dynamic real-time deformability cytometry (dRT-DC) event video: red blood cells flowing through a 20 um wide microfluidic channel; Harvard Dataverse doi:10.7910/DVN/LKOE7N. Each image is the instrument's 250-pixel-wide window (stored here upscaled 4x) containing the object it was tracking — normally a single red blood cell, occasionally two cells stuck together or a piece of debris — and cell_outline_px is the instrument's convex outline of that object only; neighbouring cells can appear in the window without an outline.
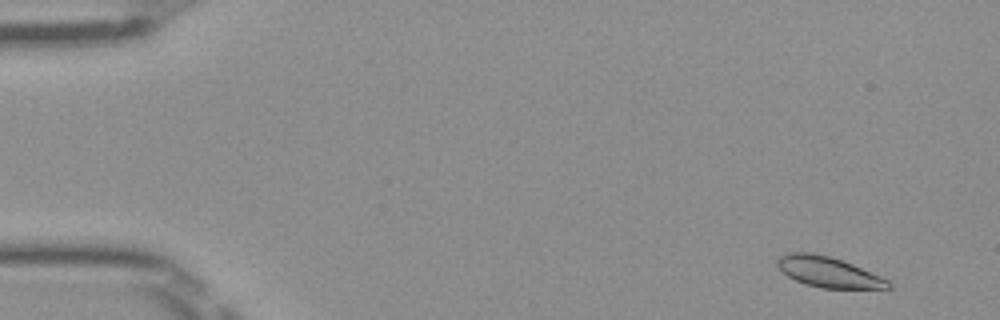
{"species": "Egyptian fruit bat (a non-hibernating species)", "species_latin": "Rousettus aegyptiacus", "temperature_condition": "room temperature", "stored_images_in_passage": 50, "camera_frame_rate_fps": 3000, "um_per_image_px": 0.085, "frame": {"image": 1, "passage_image": 3, "time_ms": 0.667, "image_size_px": [1000, 320], "cell_outline_px": [[892, 288], [820, 288], [796, 280], [788, 276], [776, 264], [776, 260], [780, 256], [788, 252], [812, 252], [828, 256], [852, 264], [880, 276], [888, 280], [892, 284]], "centroid_in_image_um": [70.4, 23.11], "position_along_channel_um": 14.6, "area_um2": 19.42}}
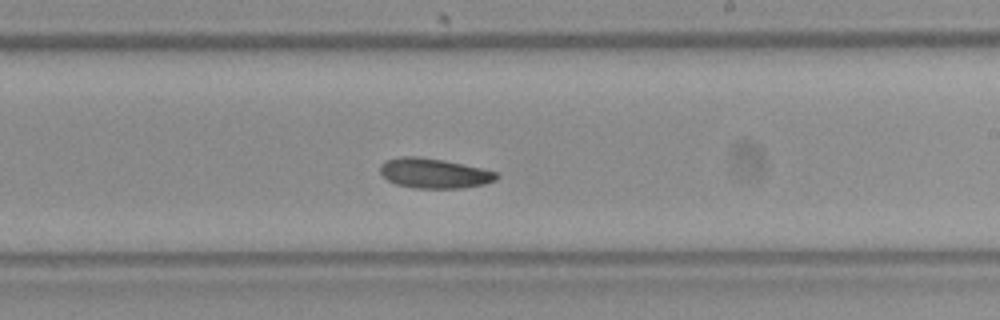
{"frame": {"image": 2, "passage_image": 30, "time_ms": 9.667, "image_size_px": [1000, 320], "cell_outline_px": [[500, 176], [496, 180], [484, 184], [460, 188], [416, 188], [396, 184], [388, 180], [380, 172], [380, 164], [384, 160], [400, 156], [416, 156], [444, 160], [484, 168], [496, 172]], "centroid_in_image_um": [36.9, 14.71], "position_along_channel_um": 252.1, "area_um2": 20.4}}
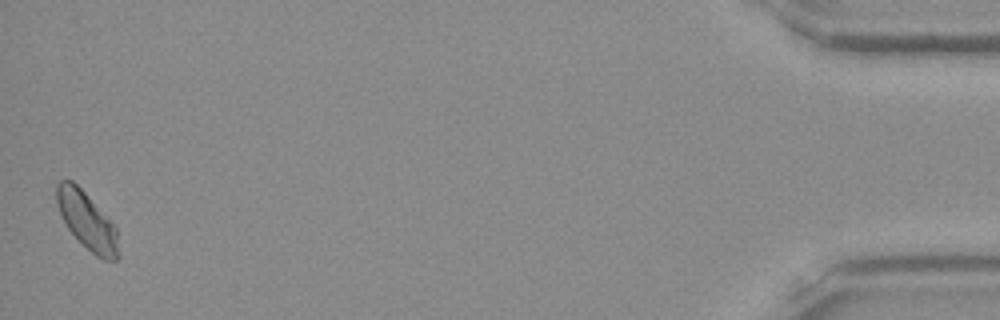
{"frame": {"image": 3, "passage_image": 50, "time_ms": 16.333, "image_size_px": [1000, 320], "cell_outline_px": [[120, 256], [116, 260], [104, 260], [96, 256], [68, 228], [60, 212], [56, 200], [56, 184], [60, 180], [72, 180], [84, 192], [116, 228]], "centroid_in_image_um": [7.4, 18.78], "position_along_channel_um": 427.8, "area_um2": 20.0}, "authors_computed_cell_mechanics": {"area_um2": 20.2011, "velocity_mm_per_s": 3.9852, "shape_relaxation_time_tau1_ms": 2.1126, "shape_relaxation_time_tau2_ms": 4.3698, "deformation_change_tau1": 0.0875, "deformation_change_tau2": 0.0933}}